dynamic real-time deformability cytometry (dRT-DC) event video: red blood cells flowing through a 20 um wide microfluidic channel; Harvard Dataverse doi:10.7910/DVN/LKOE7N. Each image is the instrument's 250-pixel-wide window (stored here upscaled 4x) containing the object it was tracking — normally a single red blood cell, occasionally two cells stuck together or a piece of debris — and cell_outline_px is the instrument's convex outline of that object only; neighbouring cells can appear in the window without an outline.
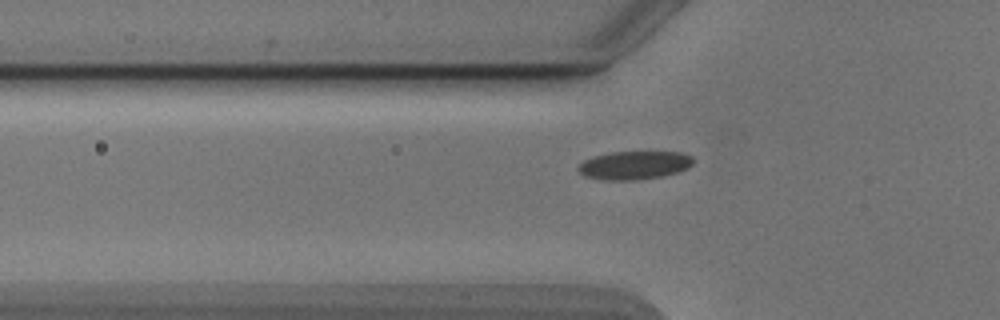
{"species": "Egyptian fruit bat (a non-hibernating species)", "species_latin": "Rousettus aegyptiacus", "temperature_condition": "cold", "stored_images_in_passage": 40, "camera_frame_rate_fps": 3000, "um_per_image_px": 0.085, "animal": {"sex": "male"}, "frame": {"image": 1, "passage_image": 7, "time_ms": 2.0, "image_size_px": [1000, 320], "cell_outline_px": [[692, 164], [688, 168], [676, 172], [660, 176], [636, 180], [600, 180], [584, 176], [576, 168], [584, 160], [592, 156], [612, 152], [680, 152], [692, 156]], "centroid_in_image_um": [53.87, 14.04], "position_along_channel_um": 71.9, "area_um2": 18.96}}
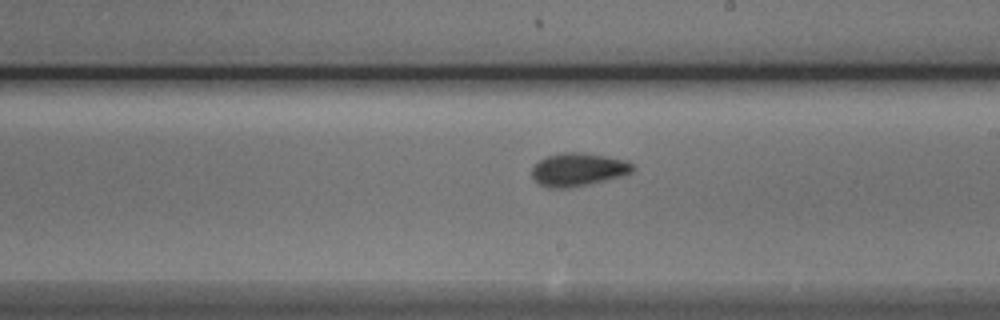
{"frame": {"image": 2, "passage_image": 20, "time_ms": 6.333, "image_size_px": [1000, 320], "cell_outline_px": [[636, 168], [632, 172], [624, 176], [588, 184], [568, 188], [548, 188], [540, 184], [532, 176], [532, 168], [544, 156], [560, 152], [580, 152], [628, 160]], "centroid_in_image_um": [49.17, 14.4], "position_along_channel_um": 239.8, "area_um2": 19.59}}
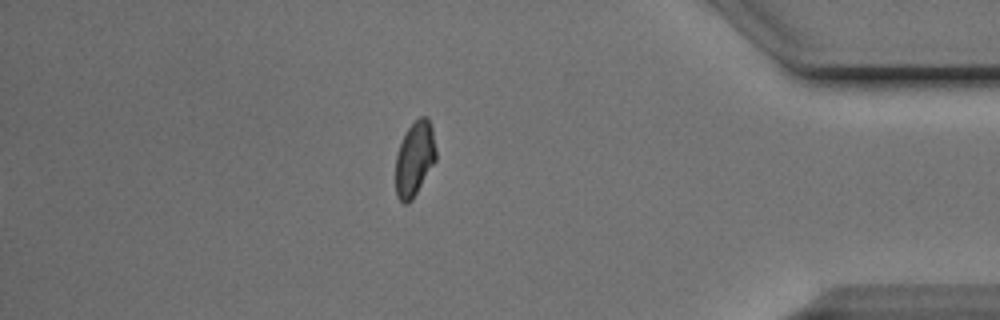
{"frame": {"image": 3, "passage_image": 35, "time_ms": 11.333, "image_size_px": [1000, 320], "cell_outline_px": [[436, 160], [412, 200], [408, 204], [404, 204], [396, 196], [396, 156], [400, 144], [408, 128], [420, 116], [428, 116], [432, 128], [436, 148]], "centroid_in_image_um": [35.25, 13.5], "position_along_channel_um": 399.9, "area_um2": 17.51}, "authors_computed_cell_mechanics": {"area_um2": 18.7272, "velocity_mm_per_s": 3.8836, "shape_relaxation_time_tau1_ms": 3.3574, "shape_relaxation_time_tau2_ms": 2.3199, "deformation_change_tau1": 0.0931, "deformation_change_tau2": 0.049}}